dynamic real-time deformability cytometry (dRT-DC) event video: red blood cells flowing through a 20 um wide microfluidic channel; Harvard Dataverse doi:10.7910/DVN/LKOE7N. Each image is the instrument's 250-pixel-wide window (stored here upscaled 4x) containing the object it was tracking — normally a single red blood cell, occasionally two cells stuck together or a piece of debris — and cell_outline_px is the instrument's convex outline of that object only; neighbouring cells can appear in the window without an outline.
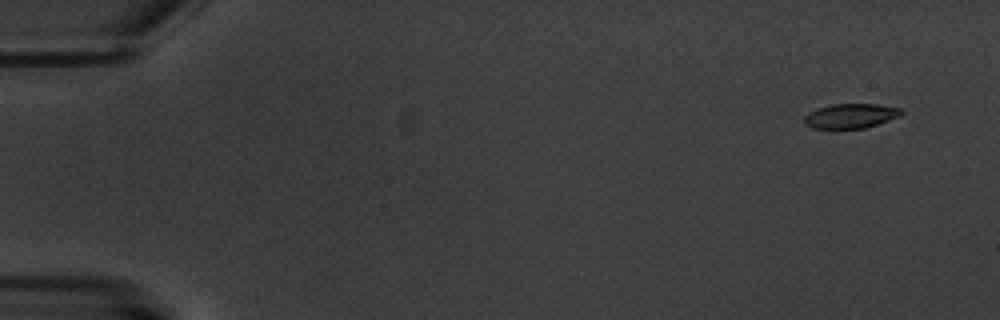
{"species": "common noctule bat (a hibernating species)", "species_latin": "Nyctalus noctula", "temperature_condition": "warm", "stored_images_in_passage": 4, "camera_frame_rate_fps": 3000, "um_per_image_px": 0.085, "animal": {"sex": "male", "body_mass_g": 20.1, "forearm_length_mm": 53.5}, "frame": {"image": 1, "passage_image": 1, "time_ms": 0.0, "image_size_px": [1000, 320], "cell_outline_px": [[904, 112], [900, 116], [864, 128], [812, 128], [804, 124], [804, 116], [808, 112], [816, 108], [832, 104], [880, 104], [904, 108]], "centroid_in_image_um": [72.32, 9.83], "position_along_channel_um": 12.7, "area_um2": 14.05}}
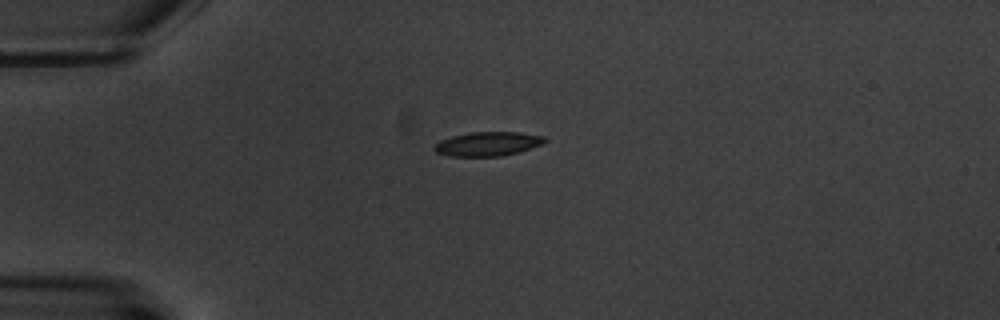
{"frame": {"image": 2, "passage_image": 2, "time_ms": 4.0, "image_size_px": [1000, 320], "cell_outline_px": [[548, 140], [544, 144], [520, 152], [500, 156], [448, 156], [436, 152], [432, 148], [440, 140], [452, 136], [472, 132], [520, 132], [544, 136]], "centroid_in_image_um": [41.5, 12.23], "position_along_channel_um": 43.5, "area_um2": 15.66}}